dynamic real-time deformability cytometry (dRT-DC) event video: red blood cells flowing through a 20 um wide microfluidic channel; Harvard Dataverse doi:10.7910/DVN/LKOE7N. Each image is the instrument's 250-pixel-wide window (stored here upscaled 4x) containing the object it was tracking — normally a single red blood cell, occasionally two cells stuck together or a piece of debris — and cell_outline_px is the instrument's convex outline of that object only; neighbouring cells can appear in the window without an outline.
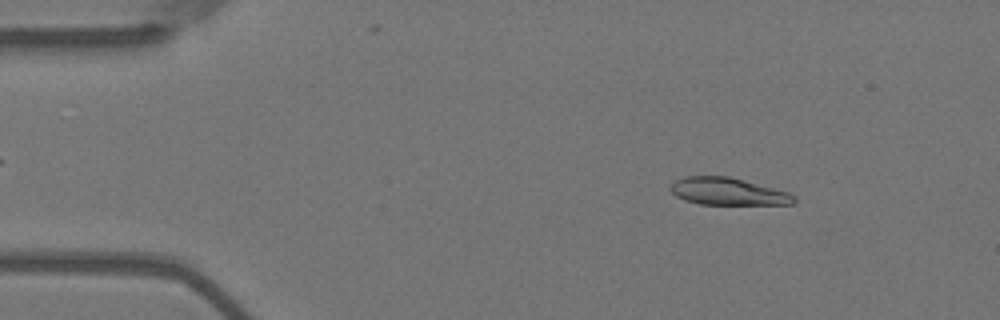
{"species": "Egyptian fruit bat (a non-hibernating species)", "species_latin": "Rousettus aegyptiacus", "temperature_condition": "warm", "stored_images_in_passage": 54, "camera_frame_rate_fps": 3000, "um_per_image_px": 0.085, "animal": {"sex": "female"}, "frame": {"image": 1, "passage_image": 7, "time_ms": 2.0, "image_size_px": [1000, 320], "cell_outline_px": [[796, 200], [792, 204], [700, 204], [684, 200], [676, 196], [668, 188], [676, 180], [684, 176], [728, 176], [788, 192], [796, 196]], "centroid_in_image_um": [61.84, 16.27], "position_along_channel_um": 23.2, "area_um2": 19.48}}
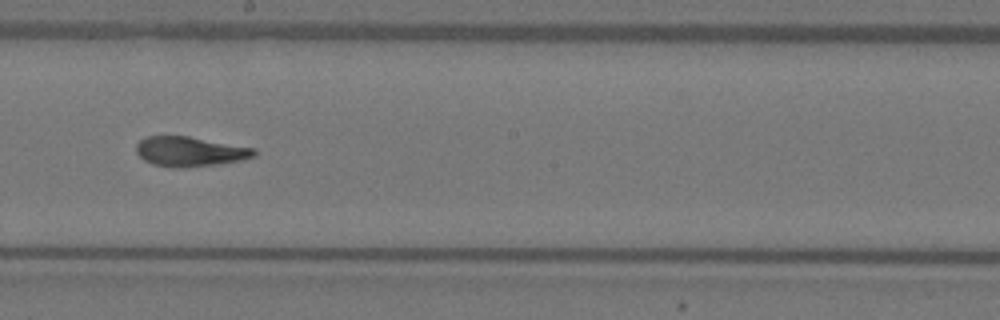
{"frame": {"image": 2, "passage_image": 30, "time_ms": 9.667, "image_size_px": [1000, 320], "cell_outline_px": [[256, 156], [244, 160], [216, 164], [184, 168], [172, 168], [152, 164], [144, 160], [136, 152], [136, 144], [140, 140], [148, 136], [188, 136], [256, 148]], "centroid_in_image_um": [16.16, 12.89], "position_along_channel_um": 232.0, "area_um2": 20.63}}
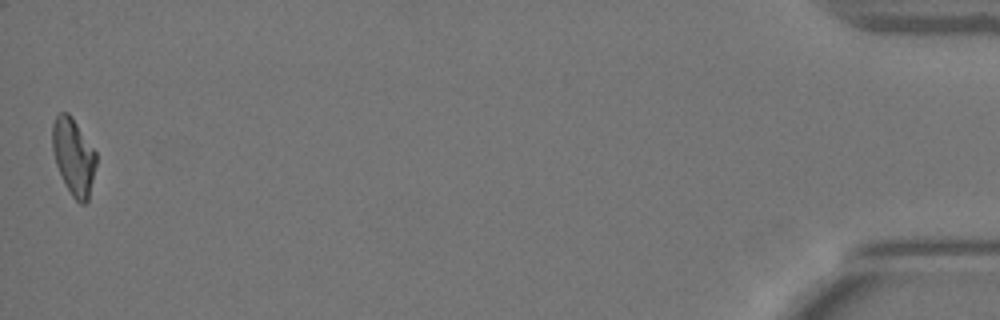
{"frame": {"image": 3, "passage_image": 54, "time_ms": 17.667, "image_size_px": [1000, 320], "cell_outline_px": [[96, 164], [88, 200], [84, 204], [80, 204], [72, 196], [56, 164], [52, 148], [52, 124], [56, 116], [60, 112], [68, 112], [72, 116], [96, 152]], "centroid_in_image_um": [6.25, 13.28], "position_along_channel_um": 429.0, "area_um2": 19.36}, "authors_computed_cell_mechanics": {"area_um2": 20.4323, "velocity_mm_per_s": 3.6613, "shape_relaxation_time_tau1_ms": 7.2747, "shape_relaxation_time_tau2_ms": 1.4632, "deformation_change_tau1": 0.2462, "deformation_change_tau2": 0.0877}}